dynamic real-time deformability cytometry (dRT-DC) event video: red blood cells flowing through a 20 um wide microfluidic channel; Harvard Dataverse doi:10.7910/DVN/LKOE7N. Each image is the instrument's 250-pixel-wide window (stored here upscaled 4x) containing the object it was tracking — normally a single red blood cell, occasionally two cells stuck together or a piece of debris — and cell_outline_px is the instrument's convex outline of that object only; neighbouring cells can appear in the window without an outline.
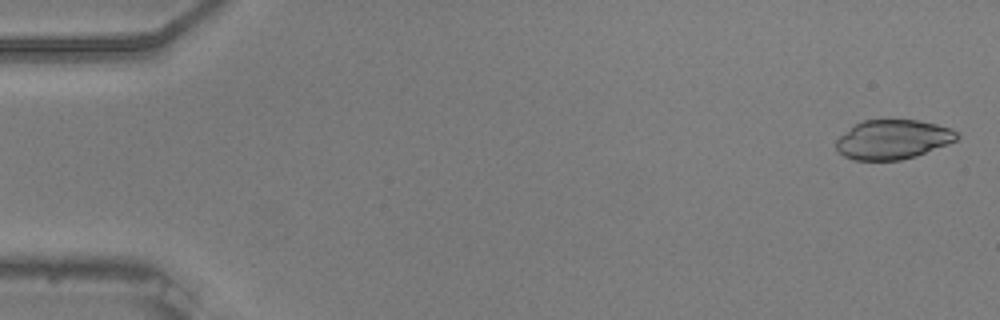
{"species": "common noctule bat (a hibernating species)", "species_latin": "Nyctalus noctula", "temperature_condition": "warm", "stored_images_in_passage": 53, "camera_frame_rate_fps": 3000, "um_per_image_px": 0.085, "animal": {"sex": "male", "body_mass_g": 20.5, "forearm_length_mm": 52.5}, "frame": {"image": 1, "passage_image": 2, "time_ms": 0.333, "image_size_px": [1000, 320], "cell_outline_px": [[960, 136], [956, 140], [948, 144], [916, 156], [900, 160], [852, 160], [836, 152], [836, 140], [840, 136], [856, 124], [864, 120], [916, 120], [936, 124], [952, 128]], "centroid_in_image_um": [75.89, 11.86], "position_along_channel_um": 9.1, "area_um2": 27.69}}
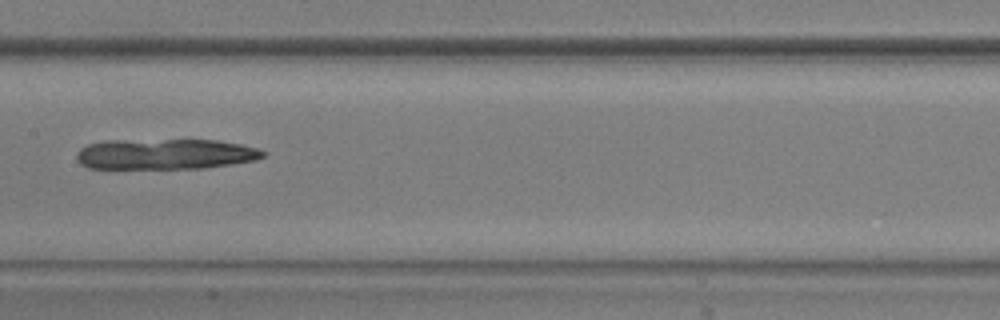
{"frame": {"image": 2, "passage_image": 28, "time_ms": 9.0, "image_size_px": [1000, 320], "cell_outline_px": [[268, 152], [264, 156], [256, 160], [204, 168], [88, 168], [80, 164], [76, 160], [76, 156], [80, 148], [88, 144], [104, 140], [216, 140], [240, 144], [256, 148]], "centroid_in_image_um": [14.02, 13.09], "position_along_channel_um": 193.4, "area_um2": 33.23}}
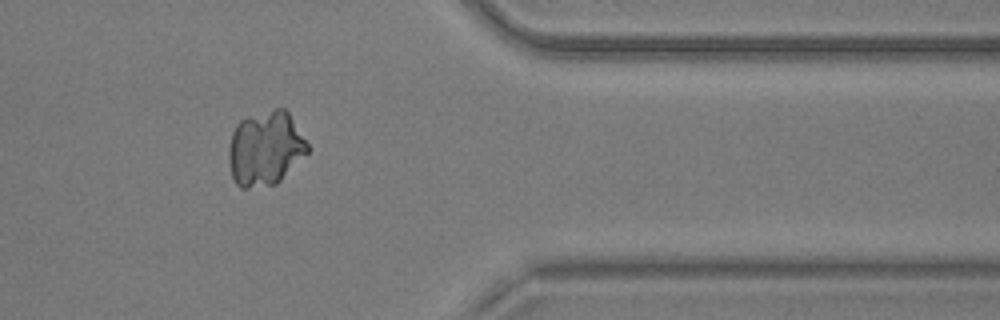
{"frame": {"image": 3, "passage_image": 45, "time_ms": 14.667, "image_size_px": [1000, 320], "cell_outline_px": [[308, 152], [276, 184], [248, 188], [240, 188], [236, 184], [232, 176], [228, 164], [228, 148], [232, 132], [236, 124], [240, 120], [248, 116], [276, 108], [284, 108], [288, 112], [308, 144]], "centroid_in_image_um": [22.52, 12.62], "position_along_channel_um": 388.9, "area_um2": 34.16}}